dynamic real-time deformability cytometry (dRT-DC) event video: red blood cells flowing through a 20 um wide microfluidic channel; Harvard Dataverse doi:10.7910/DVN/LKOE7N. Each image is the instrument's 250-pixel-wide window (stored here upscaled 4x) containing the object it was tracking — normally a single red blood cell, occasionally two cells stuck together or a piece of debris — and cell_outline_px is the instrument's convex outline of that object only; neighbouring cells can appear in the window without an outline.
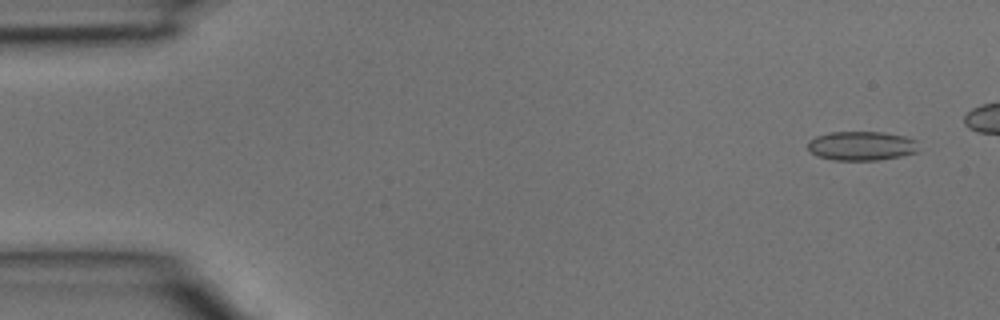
{"species": "common noctule bat (a hibernating species)", "species_latin": "Nyctalus noctula", "temperature_condition": "room temperature", "stored_images_in_passage": 5, "camera_frame_rate_fps": 3000, "um_per_image_px": 0.085, "animal": {"sex": "male", "body_mass_g": 15.6}, "frame": {"image": 1, "passage_image": 1, "time_ms": 0.0, "image_size_px": [1000, 320], "cell_outline_px": [[916, 152], [900, 156], [876, 160], [832, 160], [816, 156], [808, 148], [808, 140], [816, 136], [828, 132], [884, 132], [904, 136], [916, 140]], "centroid_in_image_um": [73.18, 12.39], "position_along_channel_um": 11.8, "area_um2": 18.79}}